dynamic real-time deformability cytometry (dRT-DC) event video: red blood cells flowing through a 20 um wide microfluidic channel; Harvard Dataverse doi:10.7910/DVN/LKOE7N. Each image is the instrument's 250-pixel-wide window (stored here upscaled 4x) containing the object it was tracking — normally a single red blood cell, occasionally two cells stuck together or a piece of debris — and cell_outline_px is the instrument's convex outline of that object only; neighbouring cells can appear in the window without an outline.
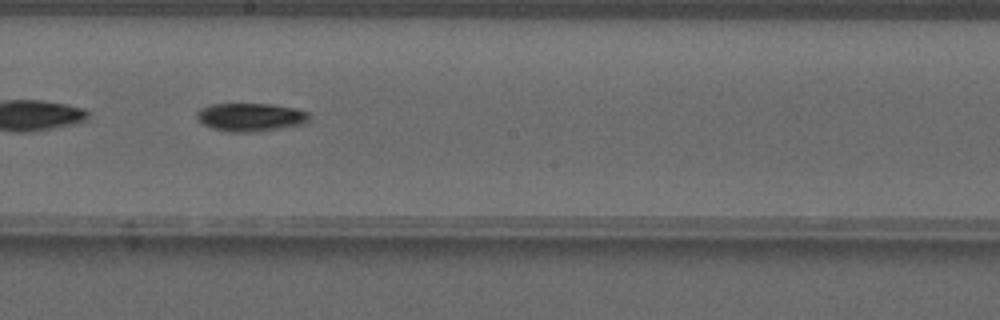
{"species": "common noctule bat (a hibernating species)", "species_latin": "Nyctalus noctula", "temperature_condition": "warm", "stored_images_in_passage": 52, "camera_frame_rate_fps": 3000, "um_per_image_px": 0.085, "animal": {"sex": "male", "forearm_length_mm": 52.5}, "frame": {"image": 1, "passage_image": 30, "time_ms": 9.667, "image_size_px": [1000, 320], "cell_outline_px": [[312, 116], [304, 124], [256, 132], [228, 132], [212, 128], [204, 124], [196, 116], [196, 112], [200, 108], [212, 104], [272, 104], [296, 108], [308, 112]], "centroid_in_image_um": [21.33, 9.95], "position_along_channel_um": 226.9, "area_um2": 18.61}}
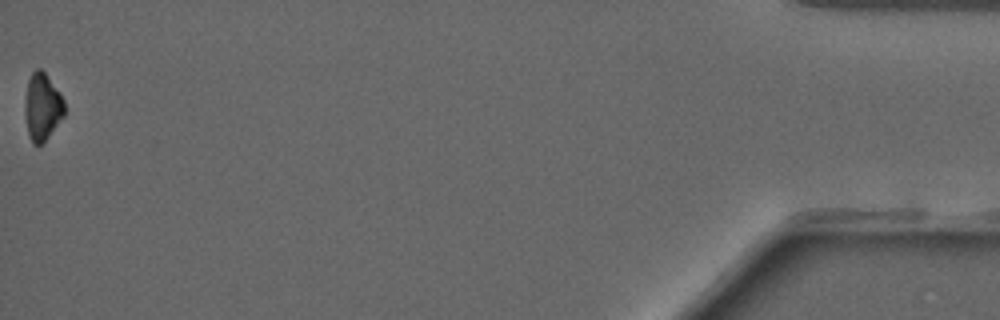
{"frame": {"image": 2, "passage_image": 52, "time_ms": 17.0, "image_size_px": [1000, 320], "cell_outline_px": [[64, 116], [44, 140], [40, 144], [32, 144], [28, 136], [24, 112], [24, 104], [28, 80], [32, 72], [36, 68], [40, 68], [44, 72], [60, 92], [64, 100]], "centroid_in_image_um": [3.57, 9.06], "position_along_channel_um": 431.6, "area_um2": 15.43}, "authors_computed_cell_mechanics": {"area_um2": 18.3515, "velocity_mm_per_s": 4.0714, "shape_relaxation_time_tau1_ms": 2.0571, "shape_relaxation_time_tau2_ms": null, "deformation_change_tau1": 0.1607, "deformation_change_tau2": null}}